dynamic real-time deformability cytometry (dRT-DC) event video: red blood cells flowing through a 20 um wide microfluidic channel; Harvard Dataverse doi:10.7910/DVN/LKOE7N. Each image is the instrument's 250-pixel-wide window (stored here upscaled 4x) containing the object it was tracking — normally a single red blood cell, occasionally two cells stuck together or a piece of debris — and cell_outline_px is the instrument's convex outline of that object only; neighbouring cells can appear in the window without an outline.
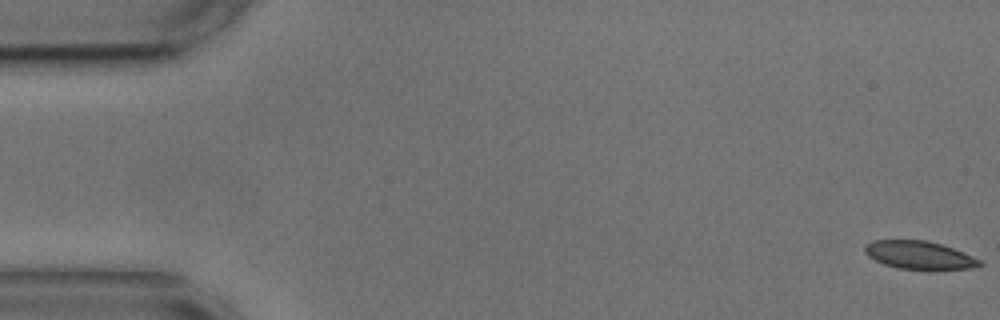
{"species": "common noctule bat (a hibernating species)", "species_latin": "Nyctalus noctula", "temperature_condition": "cold", "stored_images_in_passage": 56, "camera_frame_rate_fps": 3000, "um_per_image_px": 0.085, "animal": {"sex": "male", "body_mass_g": 17.9, "forearm_length_mm": 54.2}, "frame": {"image": 1, "passage_image": 1, "time_ms": 0.0, "image_size_px": [1000, 320], "cell_outline_px": [[984, 264], [972, 268], [932, 272], [928, 272], [900, 268], [884, 264], [868, 256], [864, 252], [864, 244], [872, 240], [928, 240], [964, 252], [980, 260]], "centroid_in_image_um": [78.17, 21.72], "position_along_channel_um": 6.8, "area_um2": 19.48}}
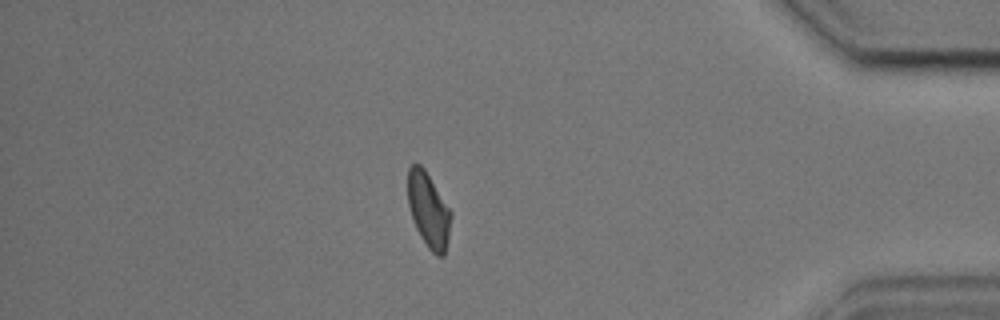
{"frame": {"image": 2, "passage_image": 48, "time_ms": 15.667, "image_size_px": [1000, 320], "cell_outline_px": [[452, 216], [448, 240], [444, 256], [436, 256], [428, 248], [420, 236], [412, 220], [408, 204], [408, 168], [412, 164], [420, 164], [424, 168], [452, 212]], "centroid_in_image_um": [36.43, 17.87], "position_along_channel_um": 398.8, "area_um2": 18.9}}
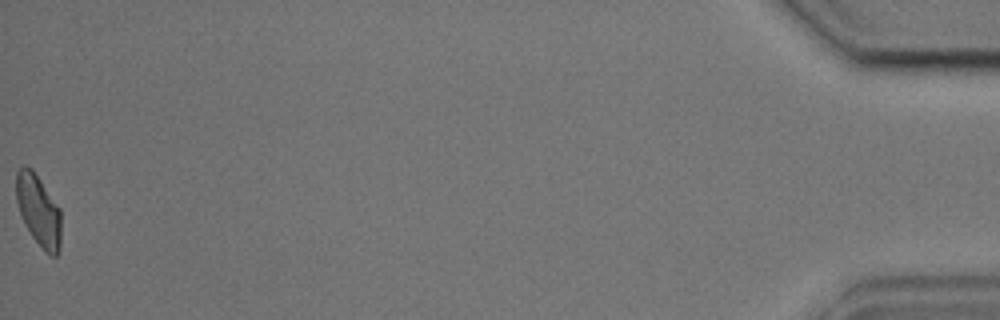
{"frame": {"image": 3, "passage_image": 56, "time_ms": 18.333, "image_size_px": [1000, 320], "cell_outline_px": [[60, 248], [56, 256], [52, 256], [44, 252], [32, 236], [24, 224], [16, 200], [16, 172], [24, 164], [32, 168], [60, 208]], "centroid_in_image_um": [3.27, 17.88], "position_along_channel_um": 431.9, "area_um2": 18.73}, "authors_computed_cell_mechanics": {"area_um2": 19.6231, "velocity_mm_per_s": 3.588, "shape_relaxation_time_tau1_ms": 3.3884, "shape_relaxation_time_tau2_ms": 1.9549, "deformation_change_tau1": 0.124, "deformation_change_tau2": 0.0809}}